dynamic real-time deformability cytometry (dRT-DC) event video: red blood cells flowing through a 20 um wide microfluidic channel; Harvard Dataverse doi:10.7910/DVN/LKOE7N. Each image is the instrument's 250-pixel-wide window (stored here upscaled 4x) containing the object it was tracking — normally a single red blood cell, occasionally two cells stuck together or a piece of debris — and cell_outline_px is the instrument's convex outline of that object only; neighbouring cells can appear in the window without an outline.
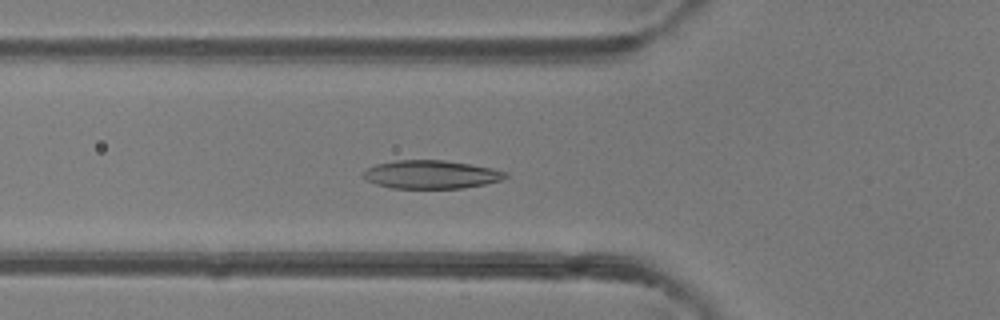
{"species": "common noctule bat (a hibernating species)", "species_latin": "Nyctalus noctula", "temperature_condition": "room temperature", "stored_images_in_passage": 48, "camera_frame_rate_fps": 3000, "um_per_image_px": 0.085, "animal": {"sex": "female"}, "frame": {"image": 1, "passage_image": 17, "time_ms": 5.333, "image_size_px": [1000, 320], "cell_outline_px": [[508, 176], [504, 180], [464, 188], [392, 188], [376, 184], [368, 180], [360, 172], [376, 164], [396, 160], [444, 160], [492, 168], [508, 172]], "centroid_in_image_um": [36.67, 14.83], "position_along_channel_um": 89.1, "area_um2": 23.47}}
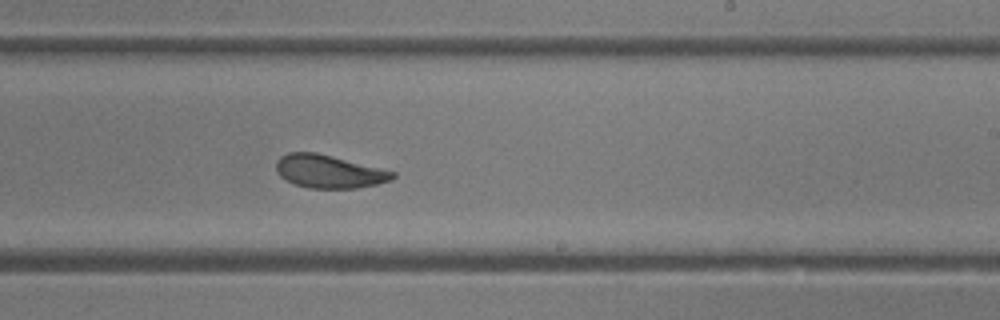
{"frame": {"image": 2, "passage_image": 29, "time_ms": 9.333, "image_size_px": [1000, 320], "cell_outline_px": [[396, 176], [392, 180], [376, 184], [356, 188], [308, 188], [296, 184], [280, 176], [276, 172], [276, 160], [280, 156], [288, 152], [316, 152], [396, 172]], "centroid_in_image_um": [27.95, 14.57], "position_along_channel_um": 261.1, "area_um2": 22.37}}
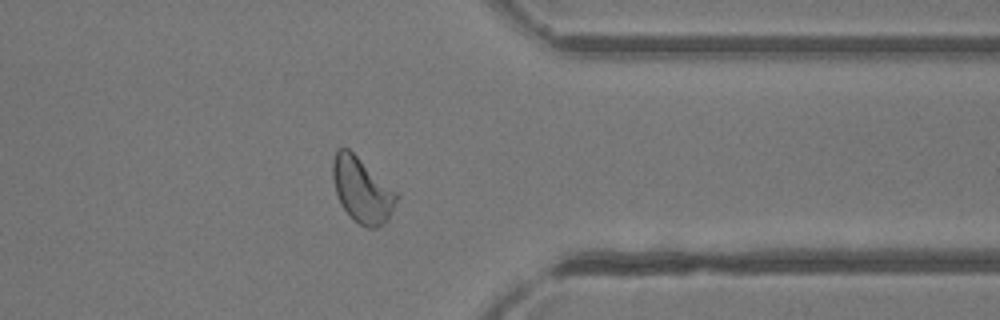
{"frame": {"image": 3, "passage_image": 38, "time_ms": 12.333, "image_size_px": [1000, 320], "cell_outline_px": [[400, 196], [388, 220], [384, 224], [376, 228], [368, 228], [352, 220], [340, 204], [336, 192], [332, 176], [332, 160], [336, 152], [340, 148], [348, 148], [400, 192]], "centroid_in_image_um": [30.81, 16.17], "position_along_channel_um": 380.6, "area_um2": 24.74}, "authors_computed_cell_mechanics": {"area_um2": 24.0737, "velocity_mm_per_s": 4.2829, "shape_relaxation_time_tau1_ms": 2.8026, "shape_relaxation_time_tau2_ms": 1.5961, "deformation_change_tau1": 0.1281, "deformation_change_tau2": 0.0637}}